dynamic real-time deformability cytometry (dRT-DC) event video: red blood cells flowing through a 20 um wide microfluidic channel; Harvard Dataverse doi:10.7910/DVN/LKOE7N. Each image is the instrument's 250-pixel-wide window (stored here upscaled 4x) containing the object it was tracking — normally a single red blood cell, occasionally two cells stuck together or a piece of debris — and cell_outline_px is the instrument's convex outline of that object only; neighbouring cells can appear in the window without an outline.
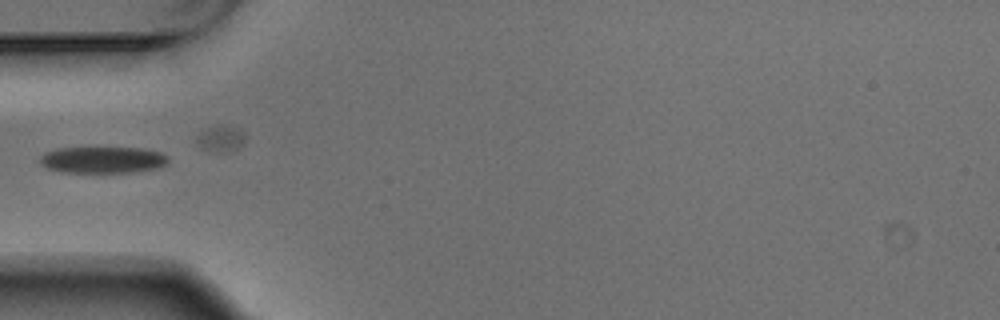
{"species": "Egyptian fruit bat (a non-hibernating species)", "species_latin": "Rousettus aegyptiacus", "temperature_condition": "warm", "stored_images_in_passage": 4, "camera_frame_rate_fps": 3000, "um_per_image_px": 0.085, "animal": {"sex": "male"}, "frame": {"image": 1, "passage_image": 2, "time_ms": 0.333, "image_size_px": [1000, 320], "cell_outline_px": [[168, 160], [164, 164], [156, 168], [132, 172], [60, 172], [48, 168], [40, 164], [40, 156], [44, 152], [60, 148], [144, 148], [160, 152], [168, 156]], "centroid_in_image_um": [8.7, 13.58], "position_along_channel_um": 76.3, "area_um2": 19.71}}
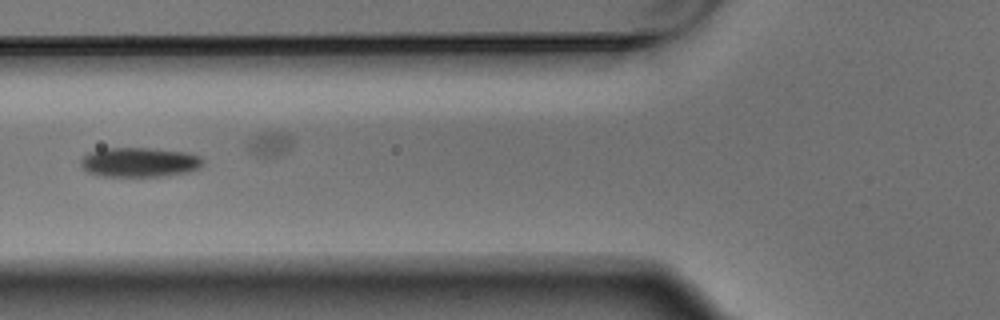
{"frame": {"image": 2, "passage_image": 3, "time_ms": 0.667, "image_size_px": [1000, 320], "cell_outline_px": [[204, 164], [200, 168], [188, 172], [164, 176], [96, 176], [88, 172], [80, 164], [80, 160], [88, 152], [100, 148], [148, 148], [188, 152], [200, 156], [204, 160]], "centroid_in_image_um": [11.86, 13.78], "position_along_channel_um": 113.9, "area_um2": 21.33}}